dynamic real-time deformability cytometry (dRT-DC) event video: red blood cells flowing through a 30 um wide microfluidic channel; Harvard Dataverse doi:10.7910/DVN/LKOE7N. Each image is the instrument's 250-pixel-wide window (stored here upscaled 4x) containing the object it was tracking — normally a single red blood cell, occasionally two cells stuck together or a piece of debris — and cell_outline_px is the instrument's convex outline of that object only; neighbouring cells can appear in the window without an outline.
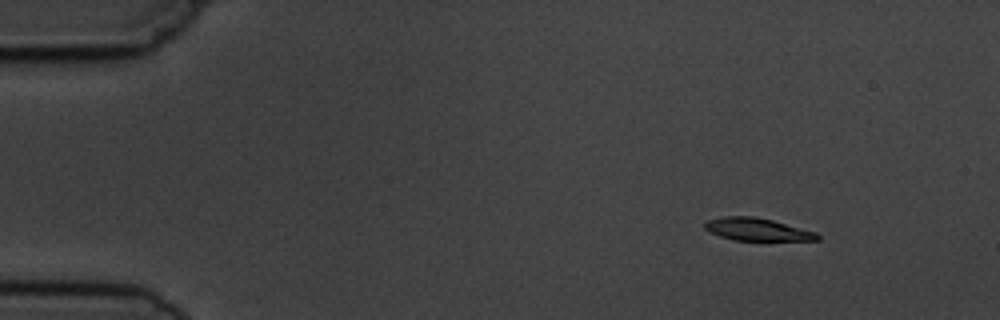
{"species": "common noctule bat (a hibernating species)", "species_latin": "Nyctalus noctula", "temperature_condition": "cold", "stored_images_in_passage": 3, "camera_frame_rate_fps": 3000, "um_per_image_px": 0.085, "animal": {"sex": "male", "body_mass_g": 19.5, "forearm_length_mm": 54.6}, "frame": {"image": 1, "passage_image": 1, "time_ms": 0.0, "image_size_px": [1000, 320], "cell_outline_px": [[820, 240], [732, 240], [708, 232], [704, 228], [704, 224], [708, 220], [724, 216], [756, 216], [772, 220], [816, 232], [820, 236]], "centroid_in_image_um": [64.33, 19.49], "position_along_channel_um": 20.7, "area_um2": 14.8}}
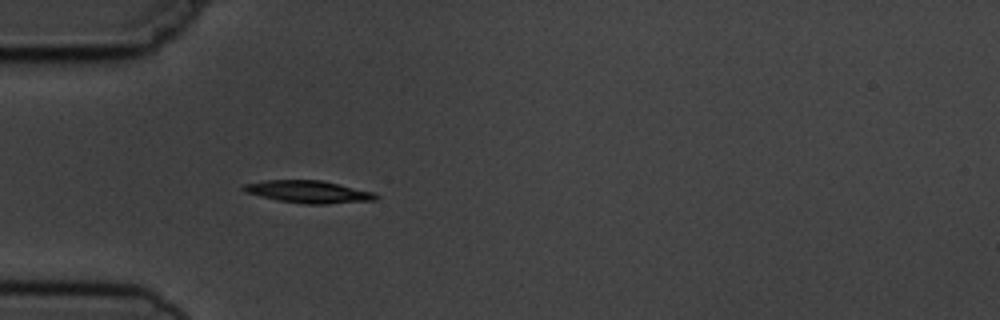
{"frame": {"image": 2, "passage_image": 3, "time_ms": 3.333, "image_size_px": [1000, 320], "cell_outline_px": [[380, 196], [376, 200], [324, 204], [304, 204], [276, 200], [244, 192], [240, 188], [244, 184], [268, 180], [320, 180], [376, 192]], "centroid_in_image_um": [26.23, 16.3], "position_along_channel_um": 58.8, "area_um2": 17.34}}